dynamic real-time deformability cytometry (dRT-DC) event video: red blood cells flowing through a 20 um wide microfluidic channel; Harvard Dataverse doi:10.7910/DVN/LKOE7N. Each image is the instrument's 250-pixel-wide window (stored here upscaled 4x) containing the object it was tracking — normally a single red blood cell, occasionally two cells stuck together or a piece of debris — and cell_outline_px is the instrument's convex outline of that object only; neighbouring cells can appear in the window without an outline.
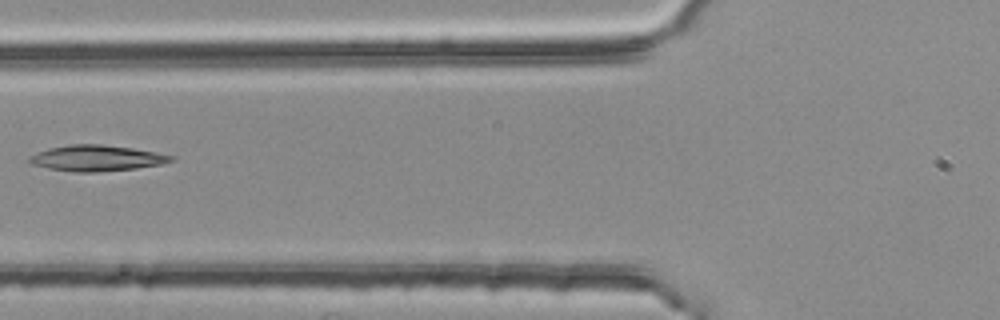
{"species": "common noctule bat (a hibernating species)", "species_latin": "Nyctalus noctula", "temperature_condition": "room temperature", "stored_images_in_passage": 4, "camera_frame_rate_fps": 3000, "um_per_image_px": 0.085, "animal": {"sex": "female", "body_mass_g": 25.1}, "frame": {"image": 1, "passage_image": 4, "time_ms": 1.0, "image_size_px": [1000, 320], "cell_outline_px": [[176, 160], [160, 164], [136, 168], [96, 172], [72, 172], [48, 168], [32, 164], [28, 160], [28, 156], [36, 152], [48, 148], [72, 144], [100, 144], [132, 148], [156, 152], [176, 156]], "centroid_in_image_um": [8.21, 13.44], "position_along_channel_um": 117.6, "area_um2": 21.44}}